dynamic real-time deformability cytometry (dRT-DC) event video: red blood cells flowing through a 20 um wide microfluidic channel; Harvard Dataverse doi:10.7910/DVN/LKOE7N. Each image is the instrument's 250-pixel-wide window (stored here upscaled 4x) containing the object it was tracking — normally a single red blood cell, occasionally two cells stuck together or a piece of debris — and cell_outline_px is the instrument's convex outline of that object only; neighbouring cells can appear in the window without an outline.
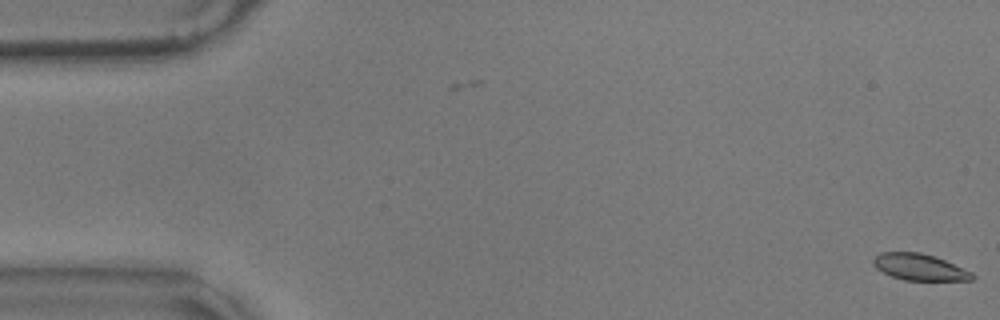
{"species": "common noctule bat (a hibernating species)", "species_latin": "Nyctalus noctula", "temperature_condition": "warm", "stored_images_in_passage": 4, "camera_frame_rate_fps": 3000, "um_per_image_px": 0.085, "animal": {"sex": "male", "body_mass_g": 17.9}, "frame": {"image": 1, "passage_image": 4, "time_ms": 1.0, "image_size_px": [1000, 320], "cell_outline_px": [[976, 276], [972, 280], [904, 280], [892, 276], [876, 268], [872, 264], [872, 260], [880, 252], [920, 252], [944, 260], [972, 272]], "centroid_in_image_um": [78.14, 22.7], "position_along_channel_um": 6.9, "area_um2": 15.09}}